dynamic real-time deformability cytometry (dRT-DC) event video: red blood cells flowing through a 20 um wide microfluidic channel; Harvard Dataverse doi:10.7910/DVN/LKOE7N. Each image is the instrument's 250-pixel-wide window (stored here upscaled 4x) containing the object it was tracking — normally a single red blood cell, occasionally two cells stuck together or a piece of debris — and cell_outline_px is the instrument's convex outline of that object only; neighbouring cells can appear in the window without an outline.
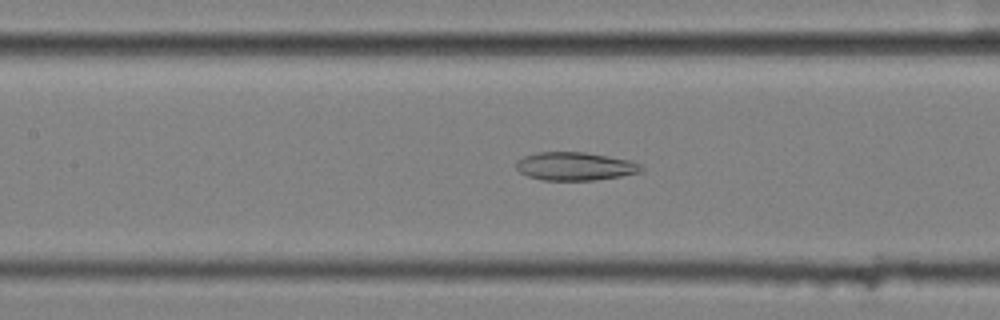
{"species": "common noctule bat (a hibernating species)", "species_latin": "Nyctalus noctula", "temperature_condition": "cold", "stored_images_in_passage": 46, "camera_frame_rate_fps": 3000, "um_per_image_px": 0.085, "animal": {"sex": "female", "body_mass_g": 25.1}, "frame": {"image": 1, "passage_image": 16, "time_ms": 5.0, "image_size_px": [1000, 320], "cell_outline_px": [[644, 172], [596, 180], [544, 180], [528, 176], [520, 172], [516, 168], [516, 160], [524, 156], [536, 152], [584, 152], [608, 156], [628, 160], [640, 164], [644, 168]], "centroid_in_image_um": [48.88, 14.13], "position_along_channel_um": 158.5, "area_um2": 20.63}}
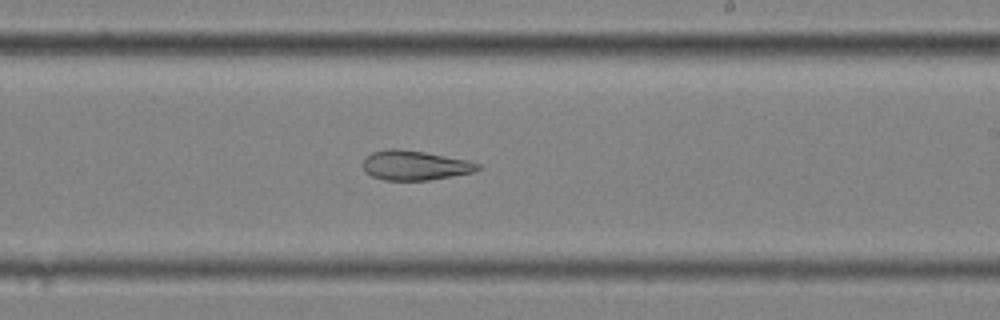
{"frame": {"image": 2, "passage_image": 24, "time_ms": 7.667, "image_size_px": [1000, 320], "cell_outline_px": [[480, 168], [472, 172], [452, 176], [428, 180], [384, 180], [372, 176], [364, 172], [364, 160], [372, 152], [388, 148], [396, 148], [424, 152], [464, 160], [480, 164]], "centroid_in_image_um": [35.22, 14.06], "position_along_channel_um": 253.8, "area_um2": 19.48}}
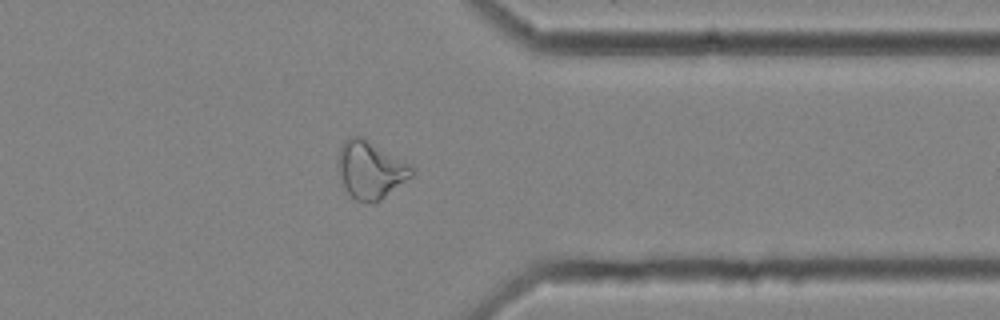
{"frame": {"image": 3, "passage_image": 35, "time_ms": 11.333, "image_size_px": [1000, 320], "cell_outline_px": [[416, 168], [412, 176], [380, 200], [372, 204], [356, 200], [344, 188], [336, 164], [336, 160], [340, 148], [344, 140], [348, 136], [364, 136], [412, 164]], "centroid_in_image_um": [31.5, 14.4], "position_along_channel_um": 379.9, "area_um2": 25.32}, "authors_computed_cell_mechanics": {"area_um2": 24.1604, "velocity_mm_per_s": 3.5757, "shape_relaxation_time_tau1_ms": null, "shape_relaxation_time_tau2_ms": 5.8071, "deformation_change_tau1": null, "deformation_change_tau2": 0.1653}}